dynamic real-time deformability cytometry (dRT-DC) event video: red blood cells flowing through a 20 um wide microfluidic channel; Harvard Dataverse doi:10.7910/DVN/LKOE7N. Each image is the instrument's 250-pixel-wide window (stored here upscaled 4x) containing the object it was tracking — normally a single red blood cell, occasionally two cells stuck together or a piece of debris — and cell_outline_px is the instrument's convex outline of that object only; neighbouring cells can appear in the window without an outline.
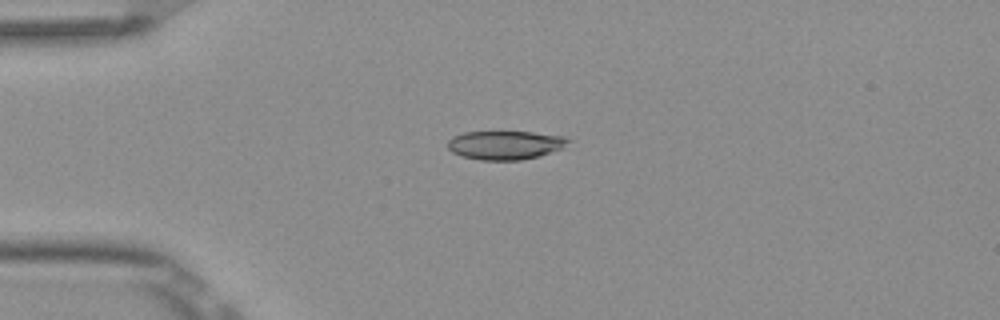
{"species": "Egyptian fruit bat (a non-hibernating species)", "species_latin": "Rousettus aegyptiacus", "temperature_condition": "room temperature", "stored_images_in_passage": 8, "camera_frame_rate_fps": 3000, "um_per_image_px": 0.085, "frame": {"image": 1, "passage_image": 4, "time_ms": 1.0, "image_size_px": [1000, 320], "cell_outline_px": [[572, 140], [564, 148], [540, 156], [520, 160], [480, 160], [460, 156], [452, 152], [448, 148], [448, 140], [452, 136], [464, 132], [532, 132], [564, 136]], "centroid_in_image_um": [42.96, 12.33], "position_along_channel_um": 42.0, "area_um2": 20.4}}
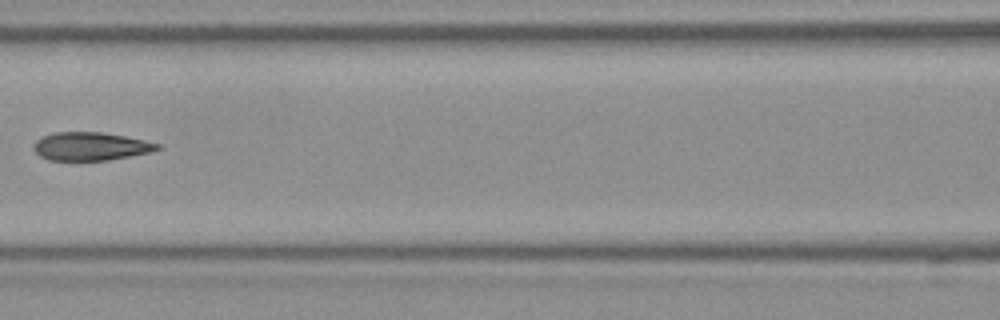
{"frame": {"image": 2, "passage_image": 7, "time_ms": 2.0, "image_size_px": [1000, 320], "cell_outline_px": [[164, 148], [152, 152], [108, 160], [48, 160], [40, 156], [32, 148], [36, 140], [40, 136], [52, 132], [104, 132], [164, 144]], "centroid_in_image_um": [7.74, 12.43], "position_along_channel_um": 158.9, "area_um2": 20.69}}
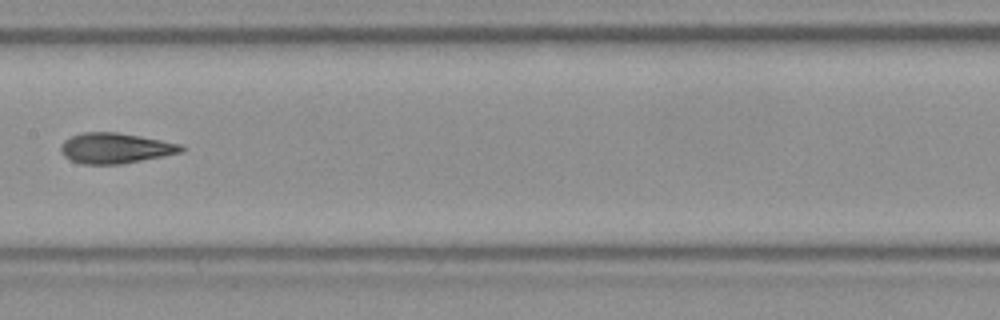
{"frame": {"image": 3, "passage_image": 8, "time_ms": 2.333, "image_size_px": [1000, 320], "cell_outline_px": [[184, 152], [120, 164], [80, 164], [64, 156], [60, 152], [60, 144], [64, 140], [72, 136], [84, 132], [116, 132], [140, 136], [180, 144], [184, 148]], "centroid_in_image_um": [9.77, 12.59], "position_along_channel_um": 197.6, "area_um2": 21.27}}